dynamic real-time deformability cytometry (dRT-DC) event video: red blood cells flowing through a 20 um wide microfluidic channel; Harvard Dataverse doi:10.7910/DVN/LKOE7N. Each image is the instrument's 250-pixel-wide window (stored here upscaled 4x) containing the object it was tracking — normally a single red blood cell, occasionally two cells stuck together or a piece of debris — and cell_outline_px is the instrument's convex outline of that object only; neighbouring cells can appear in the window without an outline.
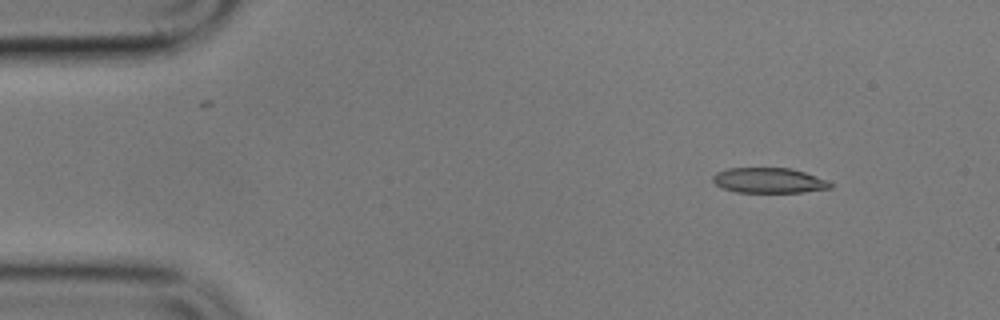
{"species": "common noctule bat (a hibernating species)", "species_latin": "Nyctalus noctula", "temperature_condition": "cold", "stored_images_in_passage": 6, "camera_frame_rate_fps": 3000, "um_per_image_px": 0.085, "animal": {"sex": "male", "body_mass_g": 17.9}, "frame": {"image": 1, "passage_image": 2, "time_ms": 1.0, "image_size_px": [1000, 320], "cell_outline_px": [[832, 188], [804, 192], [736, 192], [724, 188], [716, 184], [712, 180], [712, 176], [716, 172], [728, 168], [792, 168], [828, 180], [832, 184]], "centroid_in_image_um": [65.37, 15.33], "position_along_channel_um": 19.6, "area_um2": 17.28}}